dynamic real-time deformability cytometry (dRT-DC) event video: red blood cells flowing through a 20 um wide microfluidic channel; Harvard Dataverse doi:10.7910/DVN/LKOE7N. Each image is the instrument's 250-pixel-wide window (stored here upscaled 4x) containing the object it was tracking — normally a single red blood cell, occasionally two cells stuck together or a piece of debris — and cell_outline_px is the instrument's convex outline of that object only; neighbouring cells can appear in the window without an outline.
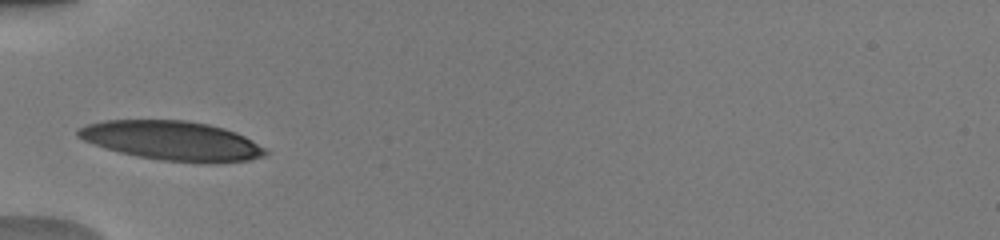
{"species": "human", "species_latin": "Homo sapiens", "temperature_condition": "warm", "stored_images_in_passage": 7, "camera_frame_rate_fps": 3000, "um_per_image_px": 0.085, "donor": {"sex": "male"}, "frame": {"image": 1, "passage_image": 1, "time_ms": 0.0, "image_size_px": [1000, 240], "cell_outline_px": [[268, 152], [264, 156], [248, 160], [216, 164], [208, 164], [164, 160], [140, 156], [120, 152], [84, 140], [76, 136], [76, 132], [80, 128], [88, 124], [104, 120], [184, 120], [208, 124], [224, 128], [236, 132], [268, 148]], "centroid_in_image_um": [14.71, 11.96], "position_along_channel_um": 70.3, "area_um2": 42.89}}